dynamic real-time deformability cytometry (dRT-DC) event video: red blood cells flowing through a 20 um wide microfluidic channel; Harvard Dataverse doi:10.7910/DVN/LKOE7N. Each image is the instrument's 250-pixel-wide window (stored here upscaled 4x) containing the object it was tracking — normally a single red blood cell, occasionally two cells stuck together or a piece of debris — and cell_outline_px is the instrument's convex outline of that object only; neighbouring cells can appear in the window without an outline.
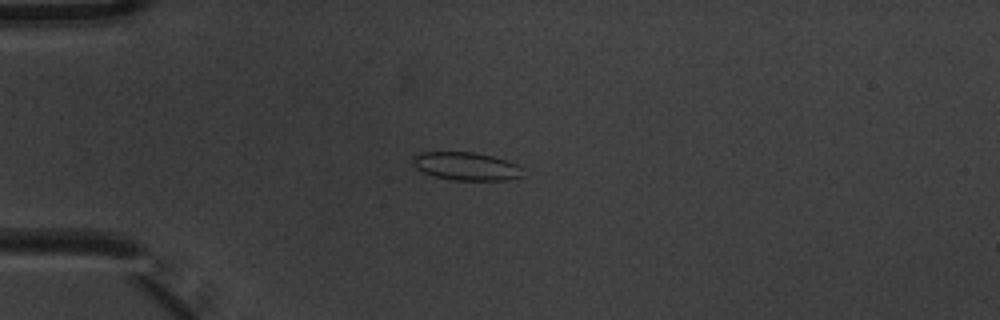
{"species": "common noctule bat (a hibernating species)", "species_latin": "Nyctalus noctula", "temperature_condition": "warm", "stored_images_in_passage": 6, "camera_frame_rate_fps": 3000, "um_per_image_px": 0.085, "animal": {"sex": "male", "body_mass_g": 20.1, "forearm_length_mm": 53.5}, "frame": {"image": 1, "passage_image": 1, "time_ms": 0.0, "image_size_px": [1000, 320], "cell_outline_px": [[520, 176], [504, 180], [452, 180], [436, 176], [424, 172], [412, 164], [412, 156], [420, 152], [472, 152], [492, 156], [516, 164], [520, 168]], "centroid_in_image_um": [39.55, 14.12], "position_along_channel_um": 45.4, "area_um2": 17.63}}
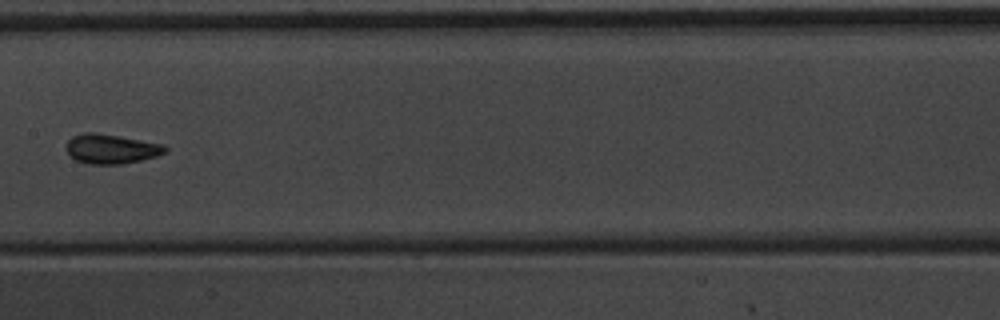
{"frame": {"image": 2, "passage_image": 5, "time_ms": 1.333, "image_size_px": [1000, 320], "cell_outline_px": [[168, 148], [164, 152], [156, 156], [124, 164], [88, 164], [76, 160], [64, 148], [64, 144], [72, 136], [84, 132], [96, 132], [164, 144]], "centroid_in_image_um": [9.41, 12.65], "position_along_channel_um": 198.0, "area_um2": 17.11}}
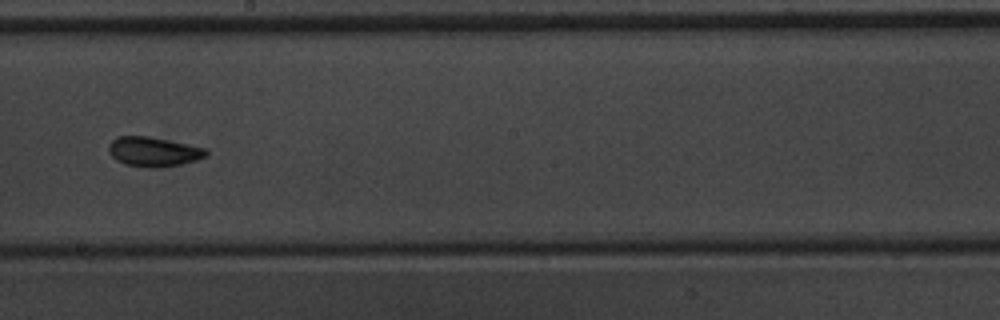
{"frame": {"image": 3, "passage_image": 6, "time_ms": 1.667, "image_size_px": [1000, 320], "cell_outline_px": [[208, 156], [196, 160], [180, 164], [152, 168], [124, 164], [116, 160], [108, 152], [108, 144], [116, 136], [148, 136], [208, 148]], "centroid_in_image_um": [13.04, 12.88], "position_along_channel_um": 235.2, "area_um2": 16.88}}